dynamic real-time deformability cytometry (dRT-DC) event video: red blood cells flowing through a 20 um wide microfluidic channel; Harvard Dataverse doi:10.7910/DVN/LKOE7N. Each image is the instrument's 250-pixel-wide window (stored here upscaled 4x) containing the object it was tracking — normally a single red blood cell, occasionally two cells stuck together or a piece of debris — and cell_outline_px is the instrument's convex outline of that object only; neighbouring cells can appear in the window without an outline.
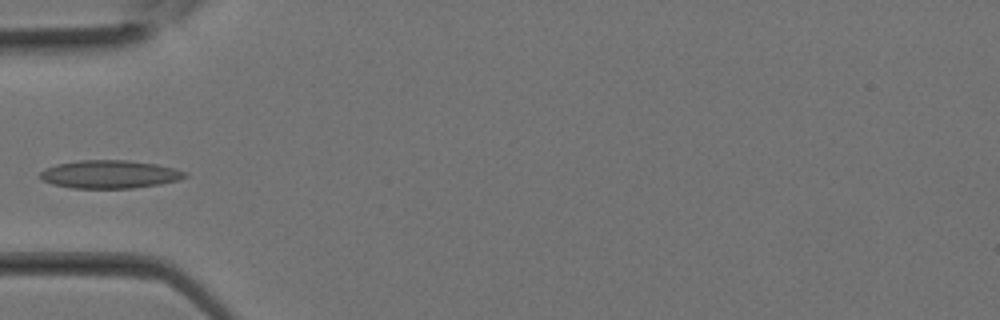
{"species": "Egyptian fruit bat (a non-hibernating species)", "species_latin": "Rousettus aegyptiacus", "temperature_condition": "room temperature", "stored_images_in_passage": 10, "camera_frame_rate_fps": 3000, "um_per_image_px": 0.085, "animal": {"sex": "female"}, "frame": {"image": 1, "passage_image": 9, "time_ms": 2.667, "image_size_px": [1000, 320], "cell_outline_px": [[188, 176], [176, 180], [160, 184], [132, 188], [72, 188], [52, 184], [40, 180], [40, 172], [44, 168], [56, 164], [80, 160], [128, 160], [156, 164], [188, 172]], "centroid_in_image_um": [9.28, 14.81], "position_along_channel_um": 75.7, "area_um2": 23.76}}